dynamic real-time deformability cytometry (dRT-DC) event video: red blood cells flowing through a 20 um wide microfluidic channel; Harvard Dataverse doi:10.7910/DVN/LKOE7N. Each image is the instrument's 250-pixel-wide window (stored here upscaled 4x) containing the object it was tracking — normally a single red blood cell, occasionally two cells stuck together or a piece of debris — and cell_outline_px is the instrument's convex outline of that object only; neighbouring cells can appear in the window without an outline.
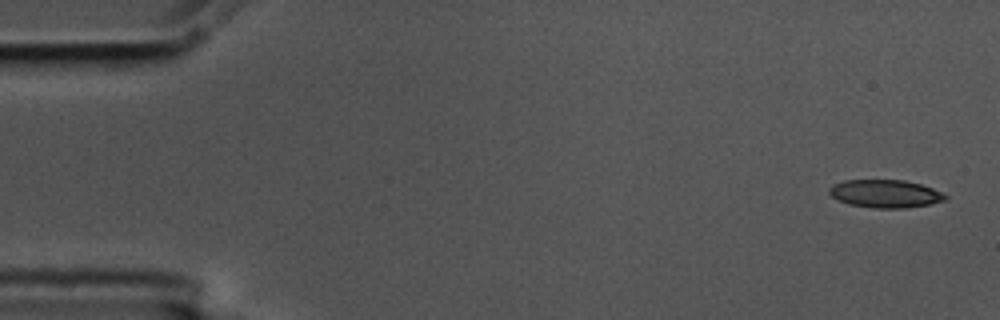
{"species": "common noctule bat (a hibernating species)", "species_latin": "Nyctalus noctula", "temperature_condition": "cold", "stored_images_in_passage": 5, "camera_frame_rate_fps": 3000, "um_per_image_px": 0.085, "animal": {"sex": "male", "body_mass_g": 17.5, "forearm_length_mm": 52.3}, "frame": {"image": 1, "passage_image": 1, "time_ms": 0.0, "image_size_px": [1000, 320], "cell_outline_px": [[948, 196], [944, 200], [928, 204], [904, 208], [872, 208], [848, 204], [832, 196], [828, 192], [828, 188], [832, 184], [844, 180], [904, 180], [920, 184], [932, 188]], "centroid_in_image_um": [75.2, 16.46], "position_along_channel_um": 9.8, "area_um2": 18.79}}
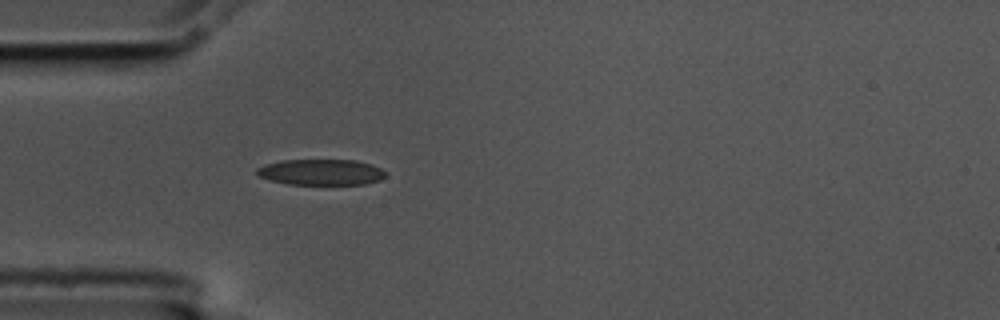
{"frame": {"image": 2, "passage_image": 5, "time_ms": 1.333, "image_size_px": [1000, 320], "cell_outline_px": [[384, 176], [380, 180], [364, 184], [288, 184], [272, 180], [260, 176], [256, 172], [256, 168], [264, 164], [284, 160], [356, 160], [372, 164], [380, 168], [384, 172]], "centroid_in_image_um": [27.29, 14.62], "position_along_channel_um": 57.7, "area_um2": 19.25}}